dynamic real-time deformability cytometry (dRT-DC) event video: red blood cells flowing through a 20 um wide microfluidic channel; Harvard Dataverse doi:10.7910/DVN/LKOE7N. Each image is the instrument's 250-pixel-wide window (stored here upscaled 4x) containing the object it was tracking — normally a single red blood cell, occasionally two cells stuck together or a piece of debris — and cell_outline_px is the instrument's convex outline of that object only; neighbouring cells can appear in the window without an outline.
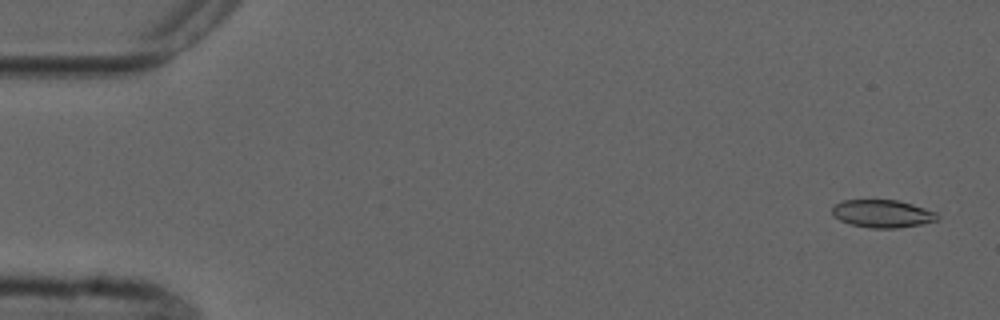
{"species": "common noctule bat (a hibernating species)", "species_latin": "Nyctalus noctula", "temperature_condition": "cold", "stored_images_in_passage": 5, "camera_frame_rate_fps": 3000, "um_per_image_px": 0.085, "animal": {"sex": "male", "forearm_length_mm": 52.5}, "frame": {"image": 1, "passage_image": 1, "time_ms": 0.0, "image_size_px": [1000, 320], "cell_outline_px": [[940, 220], [900, 228], [868, 228], [852, 224], [840, 220], [832, 216], [832, 208], [836, 204], [844, 200], [896, 200], [912, 204], [936, 212], [940, 216]], "centroid_in_image_um": [75.03, 18.17], "position_along_channel_um": 10.0, "area_um2": 17.05}}
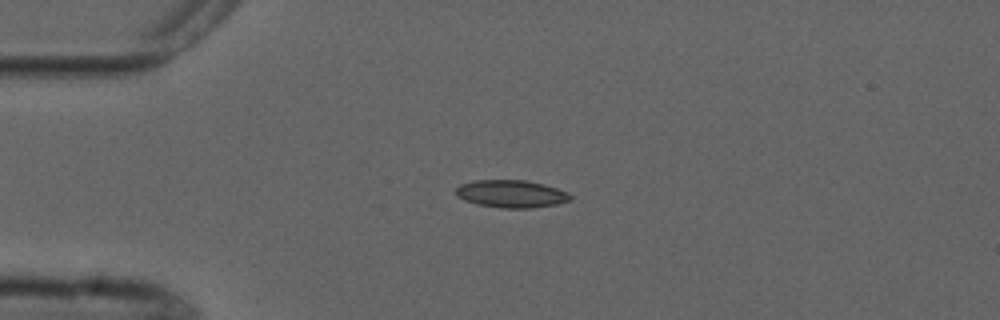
{"frame": {"image": 2, "passage_image": 4, "time_ms": 3.667, "image_size_px": [1000, 320], "cell_outline_px": [[572, 200], [556, 204], [532, 208], [500, 208], [476, 204], [464, 200], [456, 196], [456, 188], [460, 184], [476, 180], [524, 180], [544, 184], [568, 192], [572, 196]], "centroid_in_image_um": [43.45, 16.48], "position_along_channel_um": 41.5, "area_um2": 18.5}}